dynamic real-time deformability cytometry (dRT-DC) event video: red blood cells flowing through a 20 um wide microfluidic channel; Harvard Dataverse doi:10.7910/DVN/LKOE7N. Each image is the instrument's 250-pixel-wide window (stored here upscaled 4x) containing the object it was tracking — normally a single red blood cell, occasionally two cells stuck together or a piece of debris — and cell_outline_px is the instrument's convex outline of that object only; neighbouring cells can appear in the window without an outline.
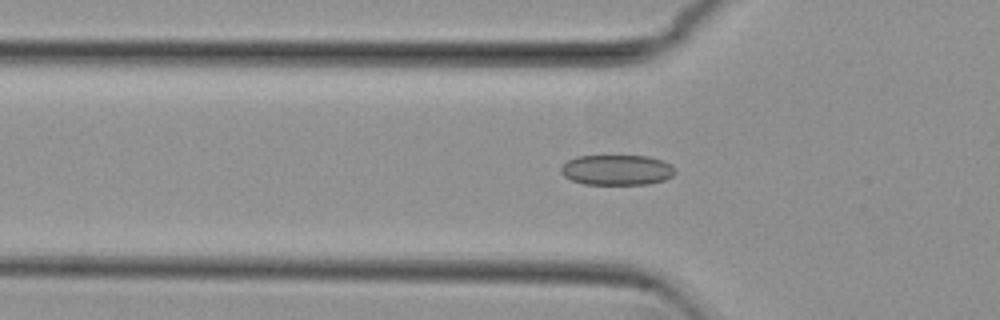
{"species": "common noctule bat (a hibernating species)", "species_latin": "Nyctalus noctula", "temperature_condition": "cold", "stored_images_in_passage": 51, "camera_frame_rate_fps": 3000, "um_per_image_px": 0.085, "animal": {"sex": "female", "body_mass_g": 29.2, "forearm_length_mm": 56.3}, "frame": {"image": 1, "passage_image": 16, "time_ms": 5.0, "image_size_px": [1000, 320], "cell_outline_px": [[676, 172], [672, 176], [664, 180], [648, 184], [584, 184], [572, 180], [564, 176], [560, 172], [560, 168], [568, 160], [576, 156], [648, 156], [660, 160], [668, 164]], "centroid_in_image_um": [52.39, 14.45], "position_along_channel_um": 73.4, "area_um2": 20.0}}
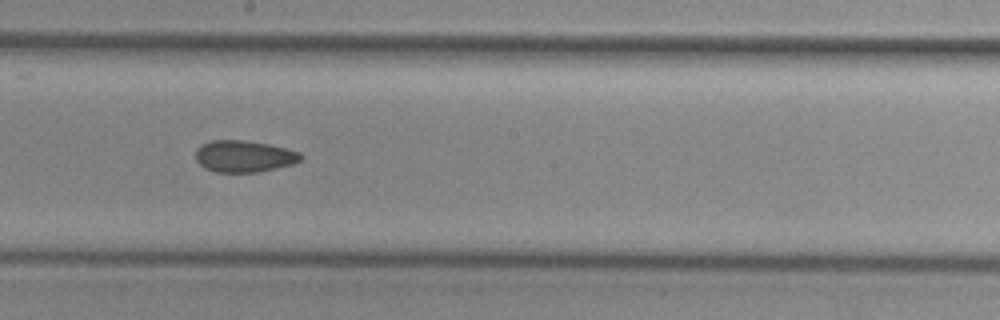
{"frame": {"image": 2, "passage_image": 28, "time_ms": 9.0, "image_size_px": [1000, 320], "cell_outline_px": [[304, 156], [300, 160], [292, 164], [260, 172], [216, 172], [204, 168], [196, 160], [196, 148], [200, 144], [212, 140], [244, 140], [268, 144], [300, 152]], "centroid_in_image_um": [20.72, 13.28], "position_along_channel_um": 227.5, "area_um2": 19.48}}
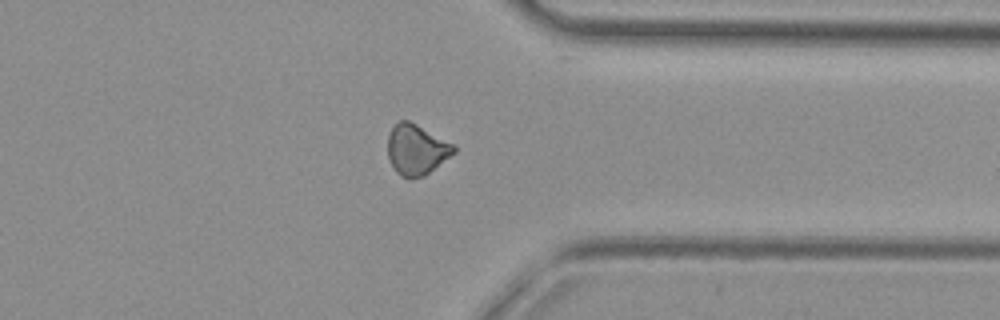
{"frame": {"image": 3, "passage_image": 40, "time_ms": 13.0, "image_size_px": [1000, 320], "cell_outline_px": [[456, 152], [424, 176], [412, 180], [400, 176], [396, 172], [388, 156], [388, 136], [392, 128], [400, 120], [408, 120], [456, 144]], "centroid_in_image_um": [35.42, 12.73], "position_along_channel_um": 376.0, "area_um2": 19.59}, "authors_computed_cell_mechanics": {"area_um2": 19.9988, "velocity_mm_per_s": 3.8365, "shape_relaxation_time_tau1_ms": null, "shape_relaxation_time_tau2_ms": 4.1484, "deformation_change_tau1": null, "deformation_change_tau2": 0.1056}}